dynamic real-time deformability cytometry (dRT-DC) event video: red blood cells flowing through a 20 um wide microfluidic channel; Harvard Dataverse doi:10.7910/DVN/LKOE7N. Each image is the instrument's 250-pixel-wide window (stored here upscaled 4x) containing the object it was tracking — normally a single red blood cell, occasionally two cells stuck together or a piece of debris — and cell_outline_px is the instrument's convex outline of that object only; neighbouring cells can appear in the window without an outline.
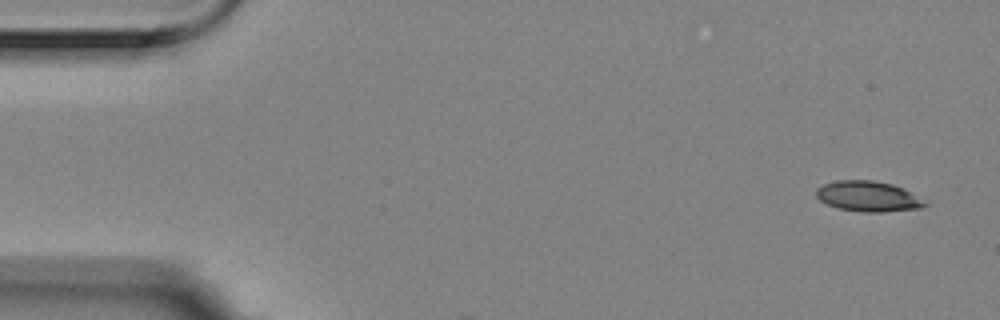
{"species": "Egyptian fruit bat (a non-hibernating species)", "species_latin": "Rousettus aegyptiacus", "temperature_condition": "room temperature", "stored_images_in_passage": 2, "camera_frame_rate_fps": 3000, "um_per_image_px": 0.085, "animal": {"sex": "female"}, "frame": {"image": 1, "passage_image": 1, "time_ms": 0.0, "image_size_px": [1000, 320], "cell_outline_px": [[928, 204], [920, 208], [884, 212], [860, 212], [840, 208], [828, 204], [820, 200], [816, 196], [816, 188], [824, 184], [836, 180], [872, 180], [892, 184], [904, 188]], "centroid_in_image_um": [73.77, 16.68], "position_along_channel_um": 11.2, "area_um2": 19.13}}